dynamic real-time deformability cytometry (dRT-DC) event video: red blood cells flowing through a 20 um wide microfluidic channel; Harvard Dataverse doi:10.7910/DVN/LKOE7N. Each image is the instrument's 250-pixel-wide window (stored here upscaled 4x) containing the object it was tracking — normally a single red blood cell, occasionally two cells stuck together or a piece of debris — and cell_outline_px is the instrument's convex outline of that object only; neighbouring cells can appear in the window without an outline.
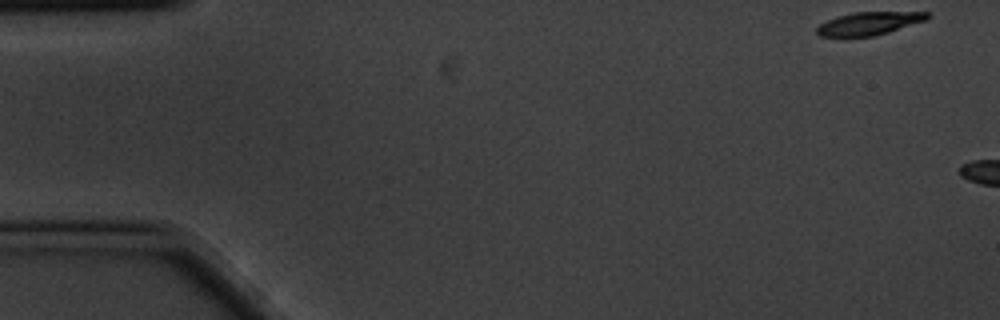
{"species": "common noctule bat (a hibernating species)", "species_latin": "Nyctalus noctula", "temperature_condition": "cold", "stored_images_in_passage": 2, "camera_frame_rate_fps": 3000, "um_per_image_px": 0.085, "animal": {"sex": "male", "body_mass_g": 20.1, "forearm_length_mm": 53.5}, "frame": {"image": 1, "passage_image": 1, "time_ms": 0.0, "image_size_px": [1000, 320], "cell_outline_px": [[932, 16], [928, 20], [888, 32], [872, 36], [844, 40], [820, 36], [816, 32], [816, 28], [820, 24], [836, 16], [852, 12], [928, 12]], "centroid_in_image_um": [73.81, 2.03], "position_along_channel_um": 11.2, "area_um2": 15.55}}